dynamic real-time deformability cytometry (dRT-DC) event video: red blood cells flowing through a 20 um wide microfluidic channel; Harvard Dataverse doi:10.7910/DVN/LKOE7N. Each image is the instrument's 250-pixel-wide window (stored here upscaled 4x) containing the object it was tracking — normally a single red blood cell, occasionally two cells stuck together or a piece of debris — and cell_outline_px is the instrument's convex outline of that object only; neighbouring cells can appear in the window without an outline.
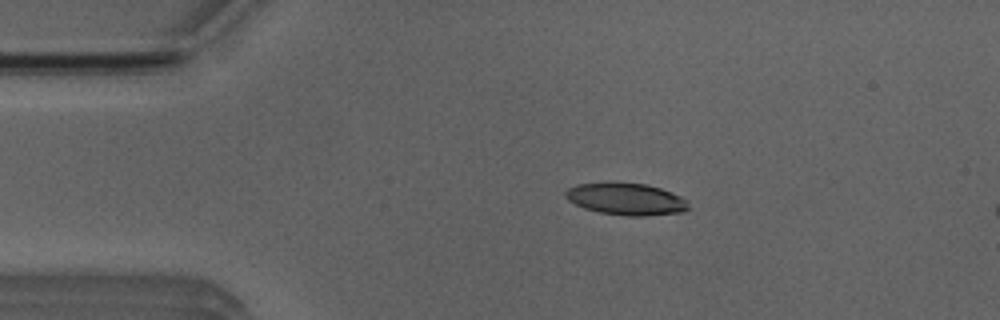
{"species": "Egyptian fruit bat (a non-hibernating species)", "species_latin": "Rousettus aegyptiacus", "temperature_condition": "room temperature", "stored_images_in_passage": 2, "camera_frame_rate_fps": 3000, "um_per_image_px": 0.085, "animal": {"sex": "male"}, "frame": {"image": 1, "passage_image": 2, "time_ms": 1.333, "image_size_px": [1000, 320], "cell_outline_px": [[688, 208], [684, 212], [644, 216], [628, 216], [600, 212], [584, 208], [568, 200], [564, 196], [564, 192], [568, 188], [576, 184], [644, 184], [660, 188], [672, 192], [688, 200]], "centroid_in_image_um": [53.25, 16.94], "position_along_channel_um": 31.8, "area_um2": 22.48}}